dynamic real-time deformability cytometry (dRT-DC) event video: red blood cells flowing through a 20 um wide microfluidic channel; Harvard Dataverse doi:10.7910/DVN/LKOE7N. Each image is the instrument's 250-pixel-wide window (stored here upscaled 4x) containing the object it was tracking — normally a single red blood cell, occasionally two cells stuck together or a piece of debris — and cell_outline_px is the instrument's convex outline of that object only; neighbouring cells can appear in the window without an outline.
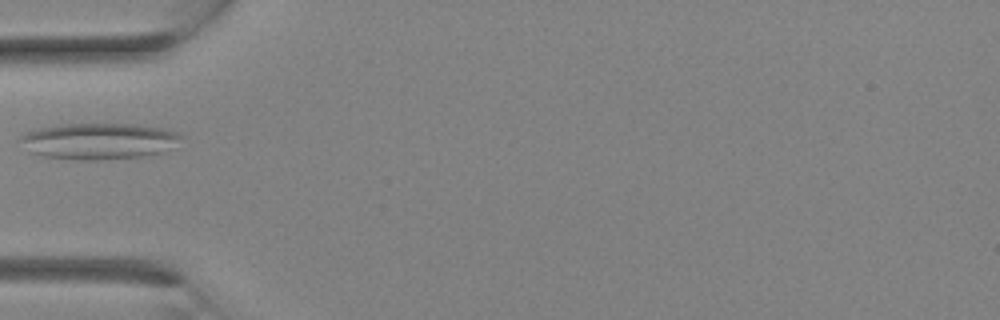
{"species": "Egyptian fruit bat (a non-hibernating species)", "species_latin": "Rousettus aegyptiacus", "temperature_condition": "room temperature", "stored_images_in_passage": 3, "camera_frame_rate_fps": 3000, "um_per_image_px": 0.085, "animal": {"sex": "female"}, "frame": {"image": 1, "passage_image": 3, "time_ms": 3.333, "image_size_px": [1000, 320], "cell_outline_px": [[184, 136], [168, 152], [144, 156], [100, 160], [76, 160], [44, 156], [28, 152], [20, 140], [20, 136], [28, 132], [40, 128], [64, 124], [132, 124], [160, 128], [176, 132]], "centroid_in_image_um": [8.44, 12.01], "position_along_channel_um": 76.6, "area_um2": 34.04}}